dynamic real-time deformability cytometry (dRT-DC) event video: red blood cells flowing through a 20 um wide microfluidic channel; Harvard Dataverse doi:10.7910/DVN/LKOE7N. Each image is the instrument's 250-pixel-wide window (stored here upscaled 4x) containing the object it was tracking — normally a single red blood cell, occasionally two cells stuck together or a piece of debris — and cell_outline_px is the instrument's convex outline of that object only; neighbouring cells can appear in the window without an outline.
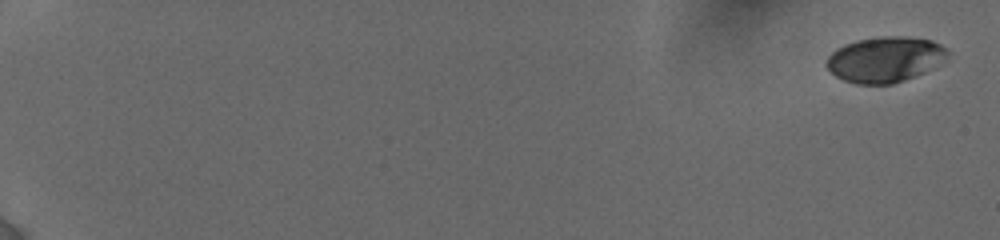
{"species": "human", "species_latin": "Homo sapiens", "temperature_condition": "cold", "stored_images_in_passage": 9, "camera_frame_rate_fps": 3000, "um_per_image_px": 0.085, "donor": {"sex": "female"}, "frame": {"image": 1, "passage_image": 1, "time_ms": 0.0, "image_size_px": [1000, 240], "cell_outline_px": [[948, 52], [944, 56], [924, 72], [904, 80], [892, 84], [856, 84], [844, 80], [836, 76], [824, 64], [828, 56], [836, 48], [844, 44], [856, 40], [880, 36], [904, 36], [932, 40], [940, 44]], "centroid_in_image_um": [75.13, 5.04], "position_along_channel_um": 9.9, "area_um2": 31.67}}
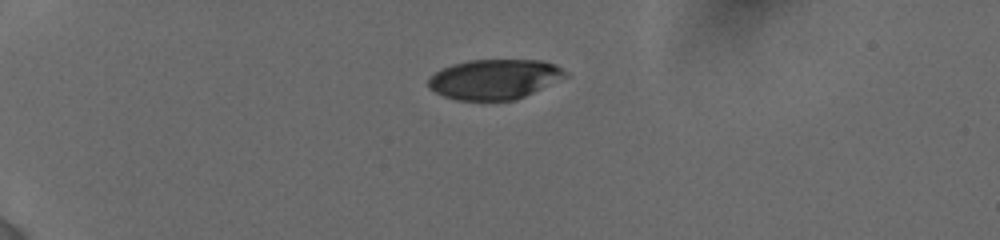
{"frame": {"image": 2, "passage_image": 6, "time_ms": 5.0, "image_size_px": [1000, 240], "cell_outline_px": [[568, 76], [516, 100], [456, 100], [444, 96], [428, 88], [428, 80], [436, 72], [452, 64], [468, 60], [544, 60], [556, 64], [568, 72]], "centroid_in_image_um": [42.06, 6.73], "position_along_channel_um": 42.9, "area_um2": 31.91}}
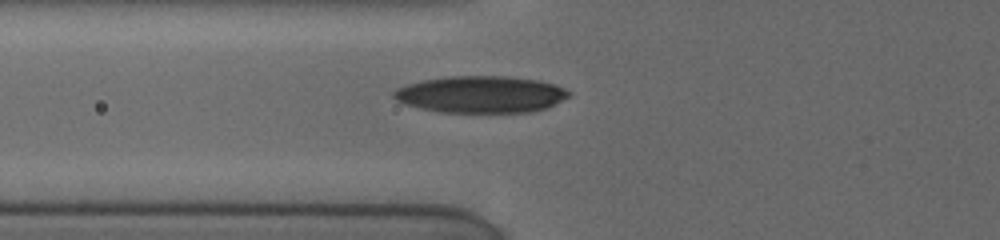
{"frame": {"image": 3, "passage_image": 9, "time_ms": 7.667, "image_size_px": [1000, 240], "cell_outline_px": [[572, 92], [568, 96], [548, 108], [532, 112], [440, 112], [404, 104], [396, 100], [392, 96], [392, 92], [396, 88], [408, 84], [424, 80], [444, 76], [508, 76], [536, 80], [556, 84]], "centroid_in_image_um": [40.87, 8.02], "position_along_channel_um": 84.9, "area_um2": 37.69}}